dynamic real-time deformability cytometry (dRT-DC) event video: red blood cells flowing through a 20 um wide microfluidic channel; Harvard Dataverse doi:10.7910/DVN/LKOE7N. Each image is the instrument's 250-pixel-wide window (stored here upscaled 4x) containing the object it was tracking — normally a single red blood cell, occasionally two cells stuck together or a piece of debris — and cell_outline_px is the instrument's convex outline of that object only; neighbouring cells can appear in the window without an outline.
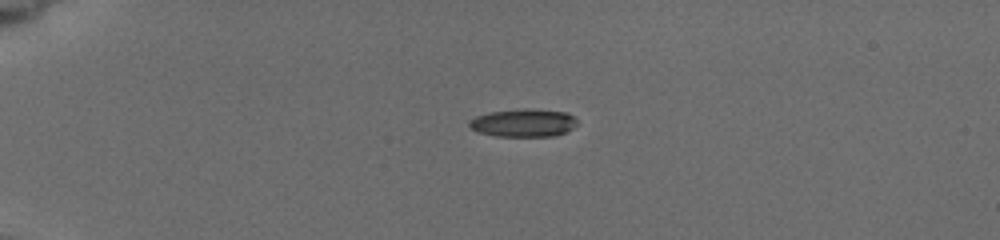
{"species": "common noctule bat (a hibernating species)", "species_latin": "Nyctalus noctula", "temperature_condition": "cold", "stored_images_in_passage": 4, "camera_frame_rate_fps": 3000, "um_per_image_px": 0.085, "animal": {"sex": "female", "body_mass_g": 19.5, "forearm_length_mm": 54.1}, "frame": {"image": 1, "passage_image": 1, "time_ms": 0.0, "image_size_px": [1000, 240], "cell_outline_px": [[576, 124], [572, 128], [556, 136], [496, 136], [480, 132], [472, 128], [468, 124], [468, 120], [476, 116], [488, 112], [524, 108], [568, 112], [576, 120]], "centroid_in_image_um": [44.48, 10.43], "position_along_channel_um": 40.5, "area_um2": 17.51}}
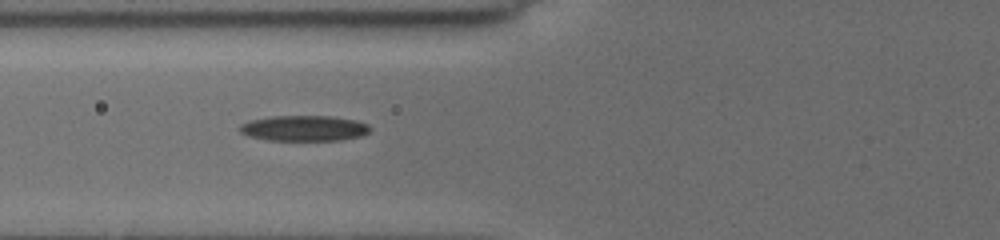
{"frame": {"image": 2, "passage_image": 4, "time_ms": 3.0, "image_size_px": [1000, 240], "cell_outline_px": [[372, 128], [368, 132], [360, 136], [340, 140], [268, 140], [248, 136], [240, 132], [240, 124], [248, 120], [272, 116], [332, 116], [356, 120], [368, 124]], "centroid_in_image_um": [25.84, 10.89], "position_along_channel_um": 100.0, "area_um2": 19.48}}